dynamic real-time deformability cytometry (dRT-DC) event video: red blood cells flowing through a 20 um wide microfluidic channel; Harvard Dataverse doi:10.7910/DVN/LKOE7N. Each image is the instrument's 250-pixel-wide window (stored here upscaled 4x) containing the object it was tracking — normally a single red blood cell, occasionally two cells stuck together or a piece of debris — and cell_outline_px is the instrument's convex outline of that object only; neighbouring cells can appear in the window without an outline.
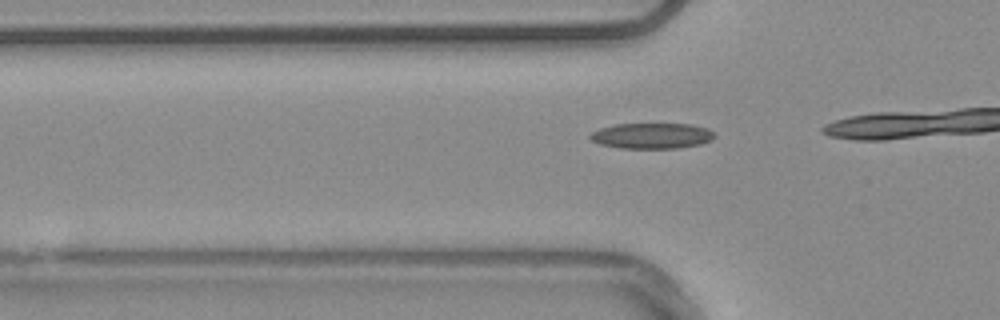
{"species": "common noctule bat (a hibernating species)", "species_latin": "Nyctalus noctula", "temperature_condition": "warm", "stored_images_in_passage": 16, "camera_frame_rate_fps": 3000, "um_per_image_px": 0.085, "animal": {"sex": "male", "body_mass_g": 20.4}, "frame": {"image": 1, "passage_image": 13, "time_ms": 4.0, "image_size_px": [1000, 320], "cell_outline_px": [[716, 136], [712, 140], [700, 144], [676, 148], [620, 148], [600, 144], [592, 140], [588, 136], [592, 132], [600, 128], [616, 124], [692, 124], [708, 128], [716, 132]], "centroid_in_image_um": [55.45, 11.54], "position_along_channel_um": 70.4, "area_um2": 18.67}}